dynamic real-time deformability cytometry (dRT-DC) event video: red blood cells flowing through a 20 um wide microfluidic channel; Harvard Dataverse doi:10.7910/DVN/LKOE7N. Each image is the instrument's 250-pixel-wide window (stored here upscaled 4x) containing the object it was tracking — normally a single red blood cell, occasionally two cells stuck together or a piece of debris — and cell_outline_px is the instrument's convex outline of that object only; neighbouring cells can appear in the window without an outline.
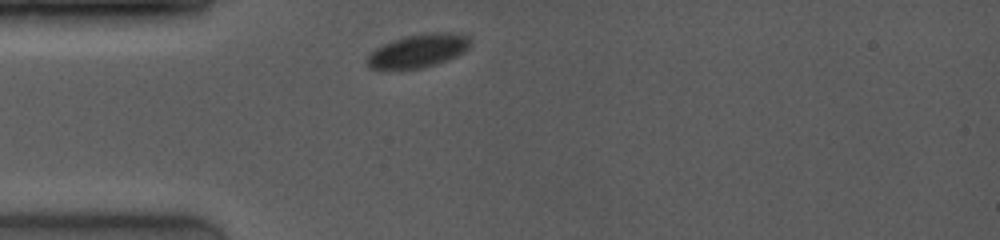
{"species": "common noctule bat (a hibernating species)", "species_latin": "Nyctalus noctula", "temperature_condition": "room temperature", "stored_images_in_passage": 26, "camera_frame_rate_fps": 4000, "um_per_image_px": 0.085, "animal": {"sex": "female", "body_mass_g": 19.0, "forearm_length_mm": 53.3}, "frame": {"image": 1, "passage_image": 1, "time_ms": 0.0, "image_size_px": [1000, 240], "cell_outline_px": [[468, 48], [464, 52], [456, 56], [420, 68], [368, 68], [364, 60], [376, 48], [392, 40], [408, 36], [432, 32], [452, 32], [468, 36]], "centroid_in_image_um": [35.52, 4.3], "position_along_channel_um": 49.5, "area_um2": 19.48}}
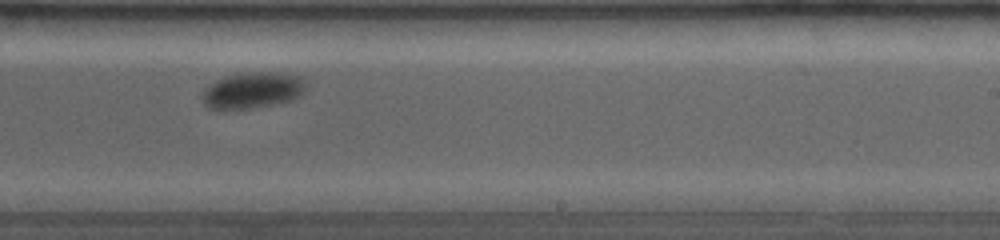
{"frame": {"image": 2, "passage_image": 15, "time_ms": 6.0, "image_size_px": [1000, 240], "cell_outline_px": [[308, 84], [304, 92], [300, 96], [292, 100], [252, 108], [208, 108], [204, 104], [200, 96], [204, 88], [216, 80], [224, 76], [244, 72], [276, 72], [304, 76]], "centroid_in_image_um": [21.51, 7.64], "position_along_channel_um": 267.5, "area_um2": 22.2}}
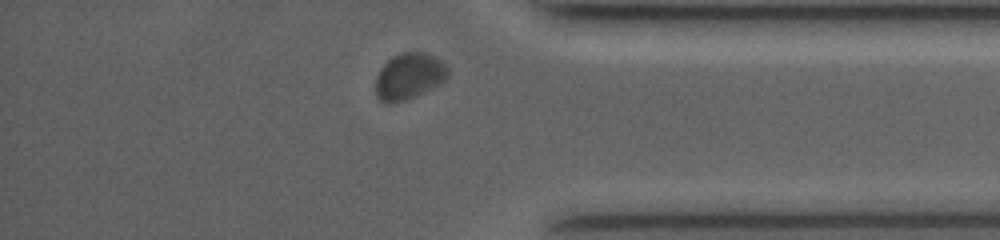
{"frame": {"image": 3, "passage_image": 24, "time_ms": 9.5, "image_size_px": [1000, 240], "cell_outline_px": [[448, 76], [440, 84], [404, 100], [392, 104], [388, 104], [380, 100], [376, 96], [376, 76], [380, 68], [392, 56], [400, 52], [424, 52], [436, 56], [448, 68]], "centroid_in_image_um": [34.75, 6.46], "position_along_channel_um": 400.5, "area_um2": 19.48}, "authors_computed_cell_mechanics": {"area_um2": 20.808, "velocity_mm_per_s": 3.8565, "shape_relaxation_time_tau1_ms": 0.9579, "shape_relaxation_time_tau2_ms": null, "deformation_change_tau1": 0.0473, "deformation_change_tau2": null}}